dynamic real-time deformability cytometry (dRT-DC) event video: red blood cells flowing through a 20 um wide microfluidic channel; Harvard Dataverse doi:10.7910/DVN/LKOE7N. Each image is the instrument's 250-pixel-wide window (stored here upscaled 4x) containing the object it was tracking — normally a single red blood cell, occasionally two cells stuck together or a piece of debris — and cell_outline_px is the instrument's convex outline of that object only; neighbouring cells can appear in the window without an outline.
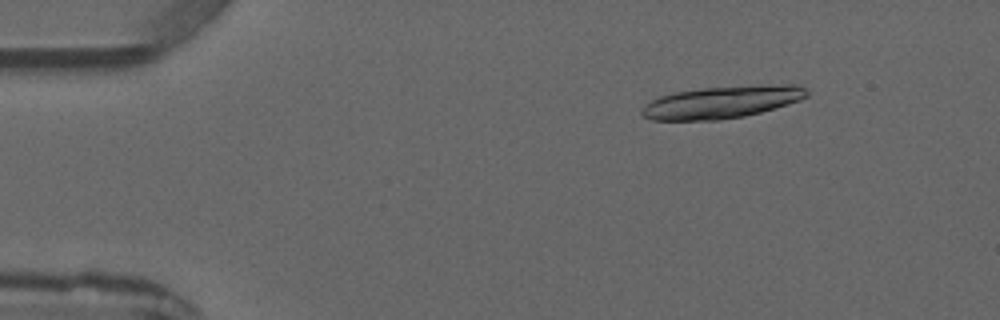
{"species": "common noctule bat (a hibernating species)", "species_latin": "Nyctalus noctula", "temperature_condition": "warm", "stored_images_in_passage": 4, "camera_frame_rate_fps": 3000, "um_per_image_px": 0.085, "animal": {"sex": "male", "forearm_length_mm": 52.5}, "frame": {"image": 1, "passage_image": 2, "time_ms": 1.333, "image_size_px": [1000, 320], "cell_outline_px": [[808, 96], [800, 100], [788, 104], [760, 112], [744, 116], [720, 120], [652, 120], [644, 116], [640, 112], [644, 104], [660, 96], [676, 92], [704, 88], [760, 84], [792, 84], [804, 88], [808, 92]], "centroid_in_image_um": [61.36, 8.68], "position_along_channel_um": 23.6, "area_um2": 31.04}}